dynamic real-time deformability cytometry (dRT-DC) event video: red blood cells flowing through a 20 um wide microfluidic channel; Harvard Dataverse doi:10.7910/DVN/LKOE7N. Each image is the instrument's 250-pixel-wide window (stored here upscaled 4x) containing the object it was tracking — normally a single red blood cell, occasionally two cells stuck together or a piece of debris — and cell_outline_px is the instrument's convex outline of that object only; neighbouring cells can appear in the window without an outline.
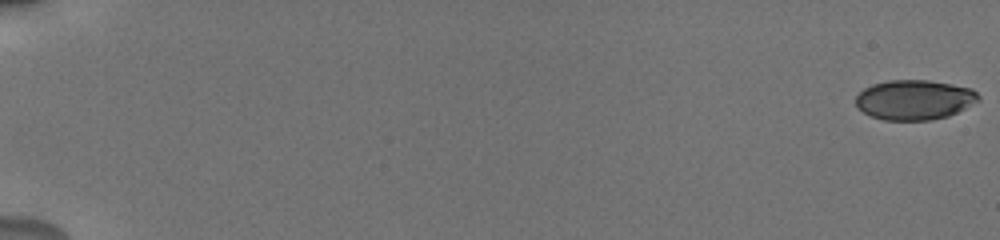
{"species": "human", "species_latin": "Homo sapiens", "temperature_condition": "cold", "stored_images_in_passage": 56, "camera_frame_rate_fps": 3000, "um_per_image_px": 0.085, "donor": {"sex": "male"}, "frame": {"image": 1, "passage_image": 1, "time_ms": 0.0, "image_size_px": [1000, 240], "cell_outline_px": [[980, 100], [948, 116], [932, 120], [884, 120], [872, 116], [864, 112], [856, 104], [856, 96], [864, 88], [872, 84], [888, 80], [928, 80], [952, 84], [972, 88], [980, 96]], "centroid_in_image_um": [77.73, 8.47], "position_along_channel_um": 7.3, "area_um2": 28.44}}
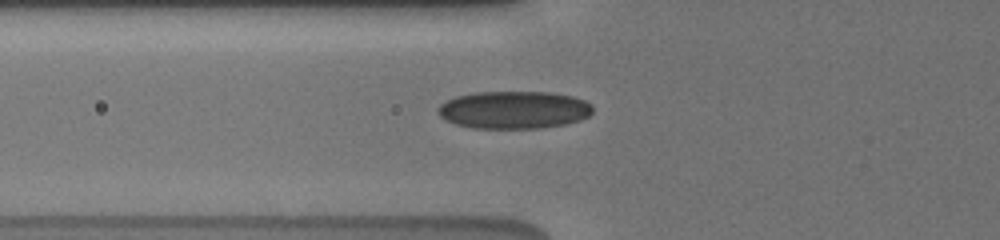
{"frame": {"image": 2, "passage_image": 23, "time_ms": 7.333, "image_size_px": [1000, 240], "cell_outline_px": [[592, 112], [588, 116], [580, 120], [564, 124], [540, 128], [472, 128], [456, 124], [444, 120], [436, 112], [436, 108], [440, 104], [456, 96], [476, 92], [552, 92], [572, 96], [584, 100], [592, 104]], "centroid_in_image_um": [43.66, 9.34], "position_along_channel_um": 82.1, "area_um2": 34.1}}
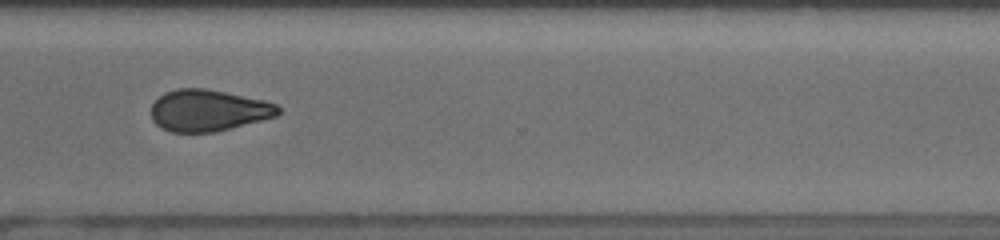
{"frame": {"image": 3, "passage_image": 44, "time_ms": 14.333, "image_size_px": [1000, 240], "cell_outline_px": [[280, 112], [276, 116], [216, 132], [172, 132], [160, 128], [152, 120], [152, 104], [164, 92], [176, 88], [204, 88], [264, 100], [276, 104], [280, 108]], "centroid_in_image_um": [17.68, 9.39], "position_along_channel_um": 352.9, "area_um2": 30.69}, "authors_computed_cell_mechanics": {"area_um2": 30.8941, "velocity_mm_per_s": 3.8677, "shape_relaxation_time_tau1_ms": null, "shape_relaxation_time_tau2_ms": 2.681, "deformation_change_tau1": null, "deformation_change_tau2": 0.0866}}